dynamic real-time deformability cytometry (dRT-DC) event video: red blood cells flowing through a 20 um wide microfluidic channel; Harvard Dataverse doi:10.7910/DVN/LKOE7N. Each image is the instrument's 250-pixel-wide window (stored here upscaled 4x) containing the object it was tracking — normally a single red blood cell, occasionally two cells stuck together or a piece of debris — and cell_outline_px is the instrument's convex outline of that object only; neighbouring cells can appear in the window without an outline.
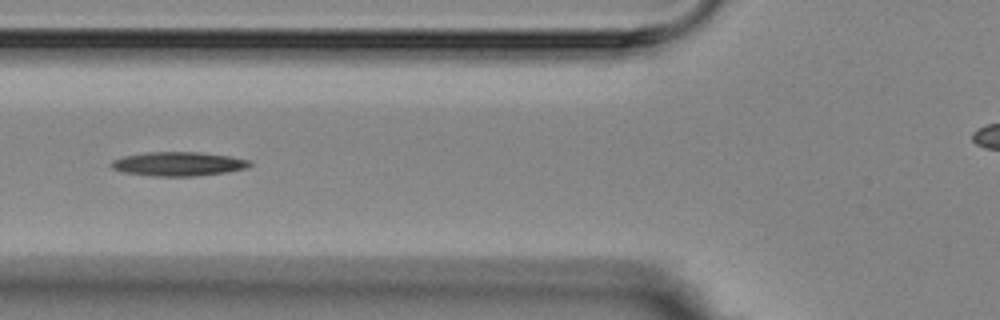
{"species": "Egyptian fruit bat (a non-hibernating species)", "species_latin": "Rousettus aegyptiacus", "temperature_condition": "room temperature", "stored_images_in_passage": 5, "camera_frame_rate_fps": 3000, "um_per_image_px": 0.085, "animal": {"sex": "female"}, "frame": {"image": 1, "passage_image": 5, "time_ms": 4.333, "image_size_px": [1000, 320], "cell_outline_px": [[252, 164], [244, 168], [224, 172], [192, 176], [156, 176], [124, 172], [112, 168], [108, 164], [112, 160], [124, 156], [148, 152], [196, 152], [228, 156], [248, 160]], "centroid_in_image_um": [15.09, 13.93], "position_along_channel_um": 110.7, "area_um2": 19.02}}